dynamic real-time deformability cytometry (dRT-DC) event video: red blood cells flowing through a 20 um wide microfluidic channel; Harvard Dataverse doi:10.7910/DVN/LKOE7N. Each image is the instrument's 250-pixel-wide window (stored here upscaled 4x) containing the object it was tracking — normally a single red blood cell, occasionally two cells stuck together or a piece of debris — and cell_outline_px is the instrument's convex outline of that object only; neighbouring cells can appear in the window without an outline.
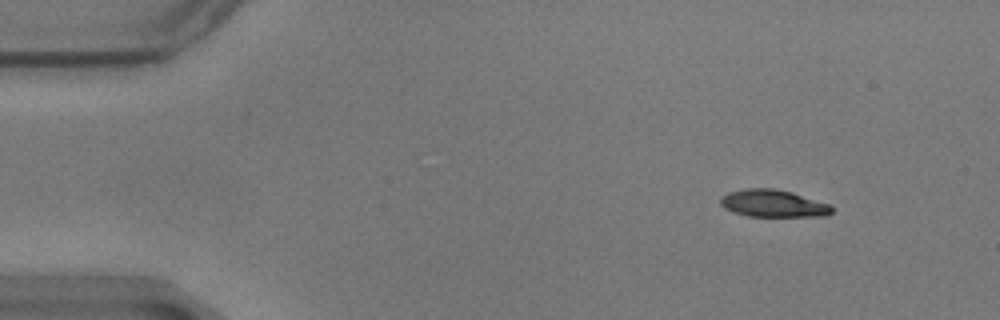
{"species": "common noctule bat (a hibernating species)", "species_latin": "Nyctalus noctula", "temperature_condition": "warm", "stored_images_in_passage": 52, "camera_frame_rate_fps": 3000, "um_per_image_px": 0.085, "animal": {"sex": "male", "body_mass_g": 17.9}, "frame": {"image": 1, "passage_image": 1, "time_ms": 0.0, "image_size_px": [1000, 320], "cell_outline_px": [[832, 212], [828, 216], [748, 216], [724, 208], [720, 204], [720, 196], [728, 192], [748, 188], [776, 188], [792, 192], [832, 204]], "centroid_in_image_um": [65.75, 17.28], "position_along_channel_um": 19.3, "area_um2": 17.86}}
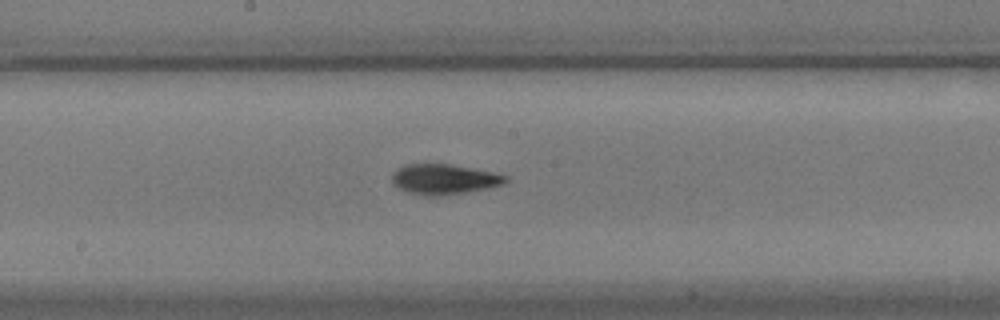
{"frame": {"image": 2, "passage_image": 25, "time_ms": 8.0, "image_size_px": [1000, 320], "cell_outline_px": [[508, 180], [504, 184], [464, 192], [436, 196], [428, 196], [408, 192], [396, 188], [392, 184], [392, 172], [396, 168], [404, 164], [448, 164], [472, 168], [492, 172], [508, 176]], "centroid_in_image_um": [37.67, 15.22], "position_along_channel_um": 210.5, "area_um2": 19.94}}
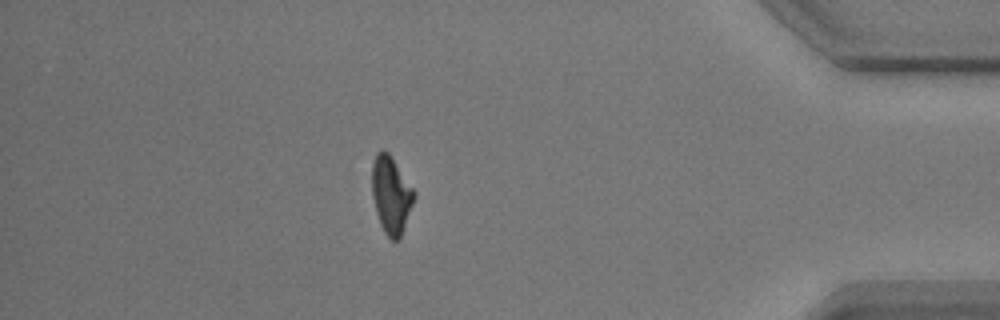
{"frame": {"image": 3, "passage_image": 45, "time_ms": 14.667, "image_size_px": [1000, 320], "cell_outline_px": [[416, 196], [400, 240], [392, 240], [384, 232], [380, 224], [376, 212], [372, 196], [372, 164], [376, 152], [380, 148], [384, 148], [388, 152], [416, 192]], "centroid_in_image_um": [33.24, 16.55], "position_along_channel_um": 402.0, "area_um2": 19.19}, "authors_computed_cell_mechanics": {"area_um2": 19.1896, "velocity_mm_per_s": 3.4946, "shape_relaxation_time_tau1_ms": 6.431, "shape_relaxation_time_tau2_ms": 2.7054, "deformation_change_tau1": 0.1976, "deformation_change_tau2": 0.0844}}